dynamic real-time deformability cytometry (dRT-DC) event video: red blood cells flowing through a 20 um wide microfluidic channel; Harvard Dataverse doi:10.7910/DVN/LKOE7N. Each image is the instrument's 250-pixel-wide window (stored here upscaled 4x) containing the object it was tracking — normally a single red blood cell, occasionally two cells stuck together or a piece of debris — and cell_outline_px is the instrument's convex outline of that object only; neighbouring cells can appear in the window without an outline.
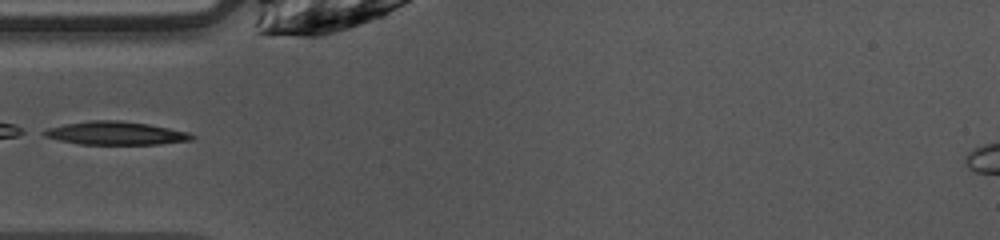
{"species": "common noctule bat (a hibernating species)", "species_latin": "Nyctalus noctula", "temperature_condition": "warm", "stored_images_in_passage": 28, "camera_frame_rate_fps": 3000, "um_per_image_px": 0.085, "animal": {"sex": "female", "body_mass_g": 10.0, "forearm_length_mm": 53.1}, "frame": {"image": 1, "passage_image": 1, "time_ms": 0.0, "image_size_px": [1000, 240], "cell_outline_px": [[196, 136], [192, 140], [160, 144], [80, 144], [60, 140], [44, 136], [40, 132], [48, 128], [64, 124], [92, 120], [120, 120], [148, 124], [188, 132]], "centroid_in_image_um": [9.83, 11.32], "position_along_channel_um": 75.2, "area_um2": 19.94}}